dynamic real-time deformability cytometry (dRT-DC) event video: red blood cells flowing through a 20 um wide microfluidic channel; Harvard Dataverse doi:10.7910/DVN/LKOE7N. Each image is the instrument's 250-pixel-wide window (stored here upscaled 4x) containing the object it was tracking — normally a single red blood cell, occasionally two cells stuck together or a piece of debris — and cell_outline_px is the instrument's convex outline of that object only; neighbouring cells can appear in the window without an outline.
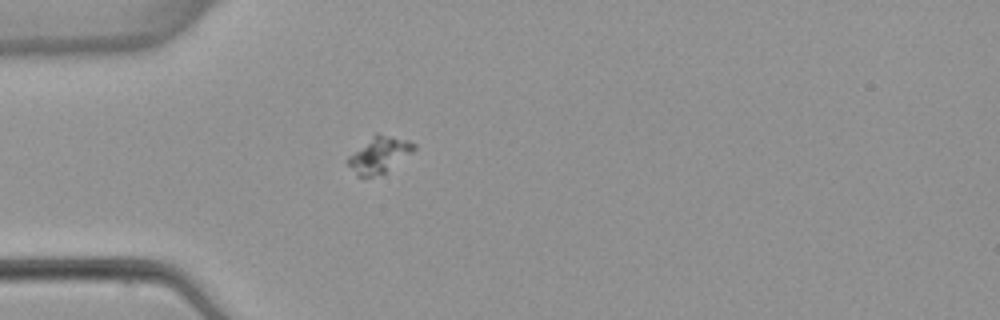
{"species": "common noctule bat (a hibernating species)", "species_latin": "Nyctalus noctula", "temperature_condition": "warm", "stored_images_in_passage": 5, "camera_frame_rate_fps": 3000, "um_per_image_px": 0.085, "animal": {"sex": "female", "body_mass_g": 22.7, "forearm_length_mm": 54.2}, "frame": {"image": 1, "passage_image": 5, "time_ms": 4.667, "image_size_px": [1000, 320], "cell_outline_px": [[416, 148], [412, 152], [384, 172], [372, 176], [356, 176], [348, 164], [348, 156], [376, 132], [408, 140], [416, 144]], "centroid_in_image_um": [32.22, 13.13], "position_along_channel_um": 52.8, "area_um2": 13.58}}